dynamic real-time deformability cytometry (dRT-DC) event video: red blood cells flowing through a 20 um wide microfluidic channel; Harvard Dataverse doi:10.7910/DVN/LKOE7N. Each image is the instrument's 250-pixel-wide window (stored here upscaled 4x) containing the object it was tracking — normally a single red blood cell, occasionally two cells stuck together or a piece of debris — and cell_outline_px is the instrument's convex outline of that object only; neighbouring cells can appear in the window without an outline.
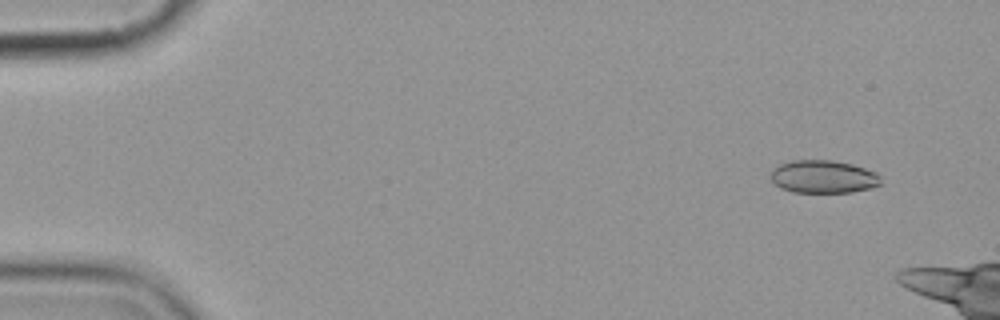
{"species": "common noctule bat (a hibernating species)", "species_latin": "Nyctalus noctula", "temperature_condition": "cold", "stored_images_in_passage": 4, "camera_frame_rate_fps": 3000, "um_per_image_px": 0.085, "animal": {"sex": "female", "body_mass_g": 19.9}, "frame": {"image": 1, "passage_image": 2, "time_ms": 1.333, "image_size_px": [1000, 320], "cell_outline_px": [[880, 184], [872, 188], [852, 192], [792, 192], [780, 188], [768, 176], [772, 168], [780, 164], [792, 160], [832, 160], [852, 164], [876, 172], [880, 176]], "centroid_in_image_um": [69.95, 15.02], "position_along_channel_um": 15.1, "area_um2": 21.27}}